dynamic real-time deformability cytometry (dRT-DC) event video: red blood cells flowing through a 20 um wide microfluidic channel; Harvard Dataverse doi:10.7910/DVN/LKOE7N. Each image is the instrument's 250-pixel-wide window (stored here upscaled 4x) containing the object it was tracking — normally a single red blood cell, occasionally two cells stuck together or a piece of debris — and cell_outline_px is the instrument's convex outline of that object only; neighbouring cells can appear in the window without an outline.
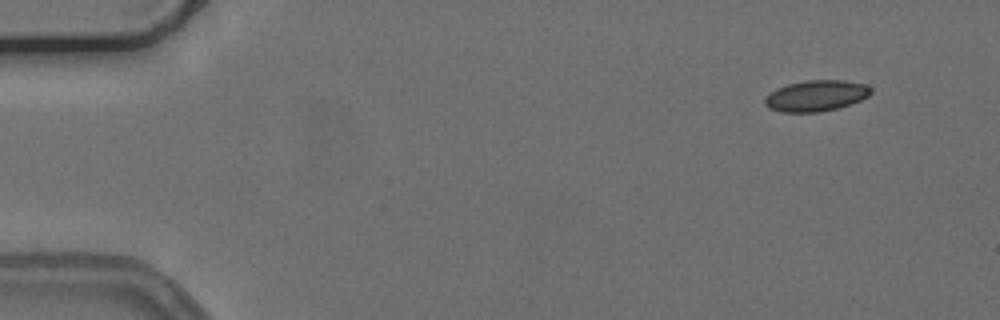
{"species": "common noctule bat (a hibernating species)", "species_latin": "Nyctalus noctula", "temperature_condition": "cold", "stored_images_in_passage": 27, "camera_frame_rate_fps": 3000, "um_per_image_px": 0.085, "animal": {"sex": "female", "body_mass_g": 24.6, "forearm_length_mm": 56.2}, "frame": {"image": 1, "passage_image": 1, "time_ms": 0.0, "image_size_px": [1000, 320], "cell_outline_px": [[872, 92], [868, 96], [860, 100], [836, 108], [820, 112], [780, 112], [768, 108], [764, 104], [764, 96], [768, 92], [776, 88], [788, 84], [804, 80], [844, 80], [864, 84], [872, 88]], "centroid_in_image_um": [69.31, 8.13], "position_along_channel_um": 15.7, "area_um2": 19.31}}
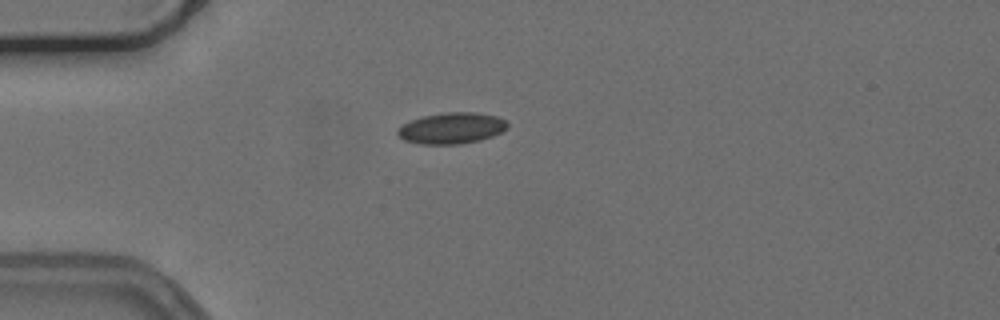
{"frame": {"image": 2, "passage_image": 11, "time_ms": 3.333, "image_size_px": [1000, 320], "cell_outline_px": [[508, 128], [492, 136], [480, 140], [460, 144], [420, 144], [404, 140], [396, 132], [404, 124], [412, 120], [424, 116], [444, 112], [476, 112], [496, 116], [504, 120], [508, 124]], "centroid_in_image_um": [38.41, 10.89], "position_along_channel_um": 46.6, "area_um2": 19.77}}
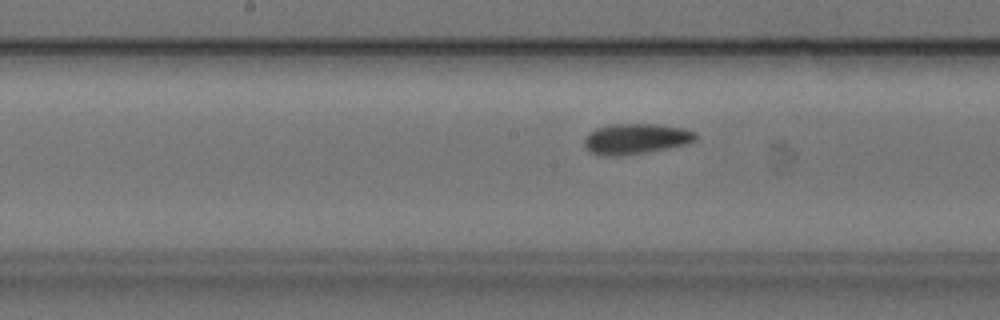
{"frame": {"image": 3, "passage_image": 27, "time_ms": 8.667, "image_size_px": [1000, 320], "cell_outline_px": [[696, 140], [688, 144], [668, 148], [624, 156], [600, 156], [592, 152], [584, 144], [584, 136], [588, 132], [596, 128], [608, 124], [656, 124], [684, 128], [696, 132]], "centroid_in_image_um": [54.03, 11.8], "position_along_channel_um": 194.2, "area_um2": 20.06}}